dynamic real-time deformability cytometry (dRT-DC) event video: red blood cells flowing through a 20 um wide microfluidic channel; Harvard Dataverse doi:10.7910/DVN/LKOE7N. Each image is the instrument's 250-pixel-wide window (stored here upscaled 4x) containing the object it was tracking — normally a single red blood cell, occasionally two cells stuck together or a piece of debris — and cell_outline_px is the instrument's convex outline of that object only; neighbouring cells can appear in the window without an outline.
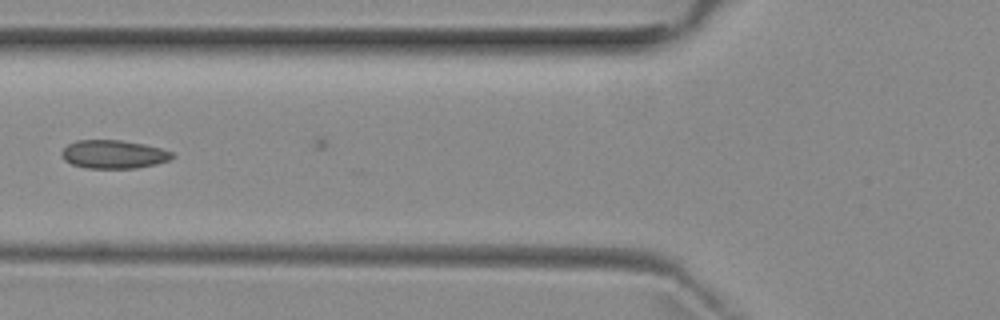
{"species": "common noctule bat (a hibernating species)", "species_latin": "Nyctalus noctula", "temperature_condition": "room temperature", "stored_images_in_passage": 6, "camera_frame_rate_fps": 3000, "um_per_image_px": 0.085, "animal": {"sex": "female", "body_mass_g": 29.2, "forearm_length_mm": 56.3}, "frame": {"image": 1, "passage_image": 5, "time_ms": 4.667, "image_size_px": [1000, 320], "cell_outline_px": [[176, 156], [168, 160], [156, 164], [136, 168], [88, 168], [72, 164], [64, 160], [60, 152], [68, 144], [76, 140], [120, 140], [144, 144], [160, 148], [172, 152]], "centroid_in_image_um": [9.65, 13.11], "position_along_channel_um": 116.1, "area_um2": 18.26}}